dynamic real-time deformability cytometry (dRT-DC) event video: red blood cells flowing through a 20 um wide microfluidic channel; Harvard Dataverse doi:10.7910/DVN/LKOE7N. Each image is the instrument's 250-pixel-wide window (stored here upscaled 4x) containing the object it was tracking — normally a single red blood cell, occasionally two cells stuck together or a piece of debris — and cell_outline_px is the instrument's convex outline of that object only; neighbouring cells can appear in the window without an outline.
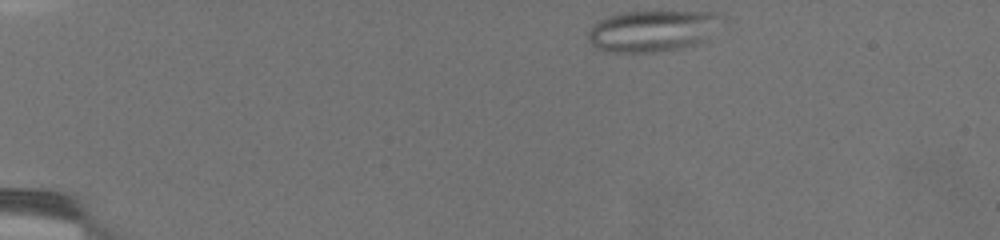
{"species": "common noctule bat (a hibernating species)", "species_latin": "Nyctalus noctula", "temperature_condition": "warm", "stored_images_in_passage": 49, "camera_frame_rate_fps": 3000, "um_per_image_px": 0.085, "animal": {"sex": "female", "body_mass_g": 19.5, "forearm_length_mm": 54.1}, "frame": {"image": 1, "passage_image": 1, "time_ms": 0.0, "image_size_px": [1000, 240], "cell_outline_px": [[728, 16], [708, 40], [704, 44], [680, 48], [652, 52], [612, 52], [596, 48], [588, 40], [588, 32], [600, 20], [608, 16], [620, 12], [716, 12]], "centroid_in_image_um": [55.59, 2.62], "position_along_channel_um": 29.4, "area_um2": 32.66}}
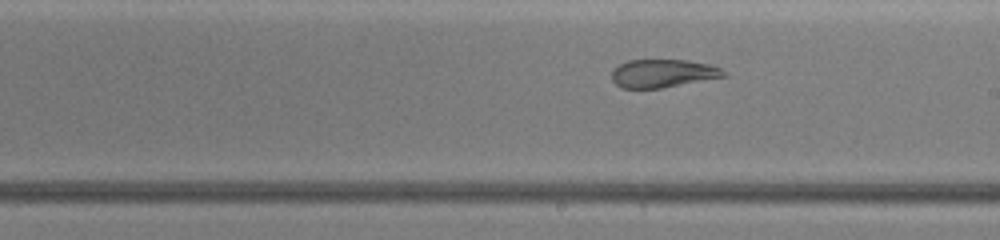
{"frame": {"image": 2, "passage_image": 31, "time_ms": 10.0, "image_size_px": [1000, 240], "cell_outline_px": [[728, 76], [660, 88], [620, 88], [612, 80], [612, 68], [628, 60], [684, 60], [708, 64], [720, 68], [728, 72]], "centroid_in_image_um": [56.34, 6.24], "position_along_channel_um": 232.7, "area_um2": 18.38}}
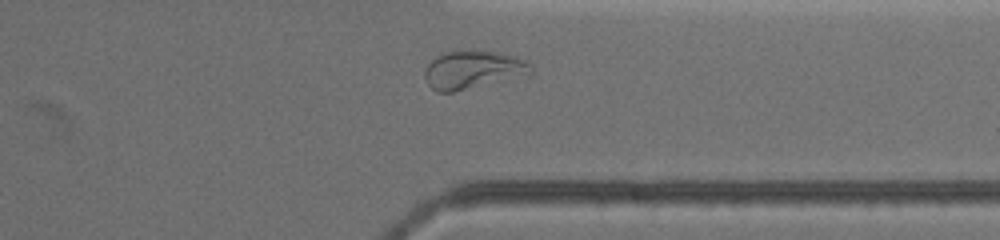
{"frame": {"image": 3, "passage_image": 45, "time_ms": 14.667, "image_size_px": [1000, 240], "cell_outline_px": [[532, 72], [452, 92], [436, 92], [424, 80], [424, 72], [428, 64], [436, 56], [448, 52], [492, 52], [516, 56], [528, 60], [532, 64]], "centroid_in_image_um": [40.15, 5.93], "position_along_channel_um": 371.3, "area_um2": 22.66}, "authors_computed_cell_mechanics": {"area_um2": 22.7154, "velocity_mm_per_s": 2.9747, "shape_relaxation_time_tau1_ms": null, "shape_relaxation_time_tau2_ms": 1.7286, "deformation_change_tau1": null, "deformation_change_tau2": 0.0931}}